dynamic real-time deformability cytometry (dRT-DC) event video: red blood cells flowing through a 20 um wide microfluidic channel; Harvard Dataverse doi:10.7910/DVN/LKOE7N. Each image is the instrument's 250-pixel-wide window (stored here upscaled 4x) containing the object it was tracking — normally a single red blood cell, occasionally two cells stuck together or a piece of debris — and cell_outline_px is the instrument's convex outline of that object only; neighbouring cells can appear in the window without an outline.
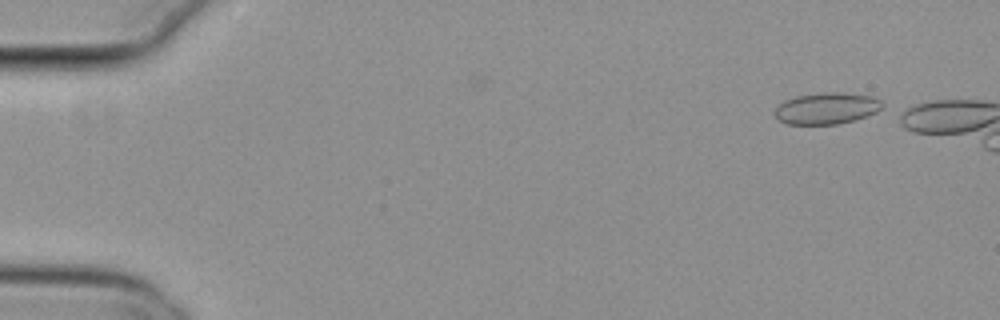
{"species": "common noctule bat (a hibernating species)", "species_latin": "Nyctalus noctula", "temperature_condition": "cold", "stored_images_in_passage": 5, "camera_frame_rate_fps": 3000, "um_per_image_px": 0.085, "animal": {"sex": "female", "body_mass_g": 29.2, "forearm_length_mm": 56.3}, "frame": {"image": 1, "passage_image": 5, "time_ms": 1.333, "image_size_px": [1000, 320], "cell_outline_px": [[884, 108], [876, 112], [852, 120], [836, 124], [788, 124], [780, 120], [772, 112], [784, 100], [796, 96], [824, 92], [844, 92], [872, 96], [880, 100], [884, 104]], "centroid_in_image_um": [70.27, 9.19], "position_along_channel_um": 14.7, "area_um2": 19.71}}